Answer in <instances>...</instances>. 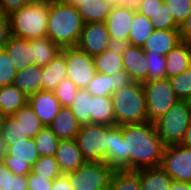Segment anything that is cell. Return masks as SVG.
Masks as SVG:
<instances>
[{"label":"cell","mask_w":191,"mask_h":190,"mask_svg":"<svg viewBox=\"0 0 191 190\" xmlns=\"http://www.w3.org/2000/svg\"><path fill=\"white\" fill-rule=\"evenodd\" d=\"M34 0H0V11L10 15Z\"/></svg>","instance_id":"cell-47"},{"label":"cell","mask_w":191,"mask_h":190,"mask_svg":"<svg viewBox=\"0 0 191 190\" xmlns=\"http://www.w3.org/2000/svg\"><path fill=\"white\" fill-rule=\"evenodd\" d=\"M65 78L66 60L62 53L48 62L45 66H42L41 82L43 91L54 92L59 82Z\"/></svg>","instance_id":"cell-23"},{"label":"cell","mask_w":191,"mask_h":190,"mask_svg":"<svg viewBox=\"0 0 191 190\" xmlns=\"http://www.w3.org/2000/svg\"><path fill=\"white\" fill-rule=\"evenodd\" d=\"M31 172L37 176L47 177L49 180H55L62 175V172L54 156H41L32 165Z\"/></svg>","instance_id":"cell-36"},{"label":"cell","mask_w":191,"mask_h":190,"mask_svg":"<svg viewBox=\"0 0 191 190\" xmlns=\"http://www.w3.org/2000/svg\"><path fill=\"white\" fill-rule=\"evenodd\" d=\"M5 117H6V115L0 109V133H1L2 124L4 122Z\"/></svg>","instance_id":"cell-57"},{"label":"cell","mask_w":191,"mask_h":190,"mask_svg":"<svg viewBox=\"0 0 191 190\" xmlns=\"http://www.w3.org/2000/svg\"><path fill=\"white\" fill-rule=\"evenodd\" d=\"M13 116L21 123L24 139L34 138L44 127L39 117L28 104L18 109Z\"/></svg>","instance_id":"cell-32"},{"label":"cell","mask_w":191,"mask_h":190,"mask_svg":"<svg viewBox=\"0 0 191 190\" xmlns=\"http://www.w3.org/2000/svg\"><path fill=\"white\" fill-rule=\"evenodd\" d=\"M189 106L191 107V96L187 99Z\"/></svg>","instance_id":"cell-60"},{"label":"cell","mask_w":191,"mask_h":190,"mask_svg":"<svg viewBox=\"0 0 191 190\" xmlns=\"http://www.w3.org/2000/svg\"><path fill=\"white\" fill-rule=\"evenodd\" d=\"M112 75H114L116 90H119L124 87H128L130 84L133 83L129 74L125 70L115 72Z\"/></svg>","instance_id":"cell-49"},{"label":"cell","mask_w":191,"mask_h":190,"mask_svg":"<svg viewBox=\"0 0 191 190\" xmlns=\"http://www.w3.org/2000/svg\"><path fill=\"white\" fill-rule=\"evenodd\" d=\"M142 0H116V6L126 7L137 11L140 7Z\"/></svg>","instance_id":"cell-52"},{"label":"cell","mask_w":191,"mask_h":190,"mask_svg":"<svg viewBox=\"0 0 191 190\" xmlns=\"http://www.w3.org/2000/svg\"><path fill=\"white\" fill-rule=\"evenodd\" d=\"M170 190H191V183L172 181Z\"/></svg>","instance_id":"cell-53"},{"label":"cell","mask_w":191,"mask_h":190,"mask_svg":"<svg viewBox=\"0 0 191 190\" xmlns=\"http://www.w3.org/2000/svg\"><path fill=\"white\" fill-rule=\"evenodd\" d=\"M112 172L105 163L85 162L66 175L74 190H108Z\"/></svg>","instance_id":"cell-8"},{"label":"cell","mask_w":191,"mask_h":190,"mask_svg":"<svg viewBox=\"0 0 191 190\" xmlns=\"http://www.w3.org/2000/svg\"><path fill=\"white\" fill-rule=\"evenodd\" d=\"M81 1L82 0H61L60 2L76 8L81 3Z\"/></svg>","instance_id":"cell-56"},{"label":"cell","mask_w":191,"mask_h":190,"mask_svg":"<svg viewBox=\"0 0 191 190\" xmlns=\"http://www.w3.org/2000/svg\"><path fill=\"white\" fill-rule=\"evenodd\" d=\"M42 66L31 65L16 72L13 85L23 92L27 97L43 91Z\"/></svg>","instance_id":"cell-22"},{"label":"cell","mask_w":191,"mask_h":190,"mask_svg":"<svg viewBox=\"0 0 191 190\" xmlns=\"http://www.w3.org/2000/svg\"><path fill=\"white\" fill-rule=\"evenodd\" d=\"M144 54L148 61V80L165 79V56L150 51H144Z\"/></svg>","instance_id":"cell-39"},{"label":"cell","mask_w":191,"mask_h":190,"mask_svg":"<svg viewBox=\"0 0 191 190\" xmlns=\"http://www.w3.org/2000/svg\"><path fill=\"white\" fill-rule=\"evenodd\" d=\"M124 170L160 167L164 145L151 122L122 125Z\"/></svg>","instance_id":"cell-1"},{"label":"cell","mask_w":191,"mask_h":190,"mask_svg":"<svg viewBox=\"0 0 191 190\" xmlns=\"http://www.w3.org/2000/svg\"><path fill=\"white\" fill-rule=\"evenodd\" d=\"M182 41L191 43V14L179 26Z\"/></svg>","instance_id":"cell-51"},{"label":"cell","mask_w":191,"mask_h":190,"mask_svg":"<svg viewBox=\"0 0 191 190\" xmlns=\"http://www.w3.org/2000/svg\"><path fill=\"white\" fill-rule=\"evenodd\" d=\"M11 36L9 15L0 11V50L5 49Z\"/></svg>","instance_id":"cell-46"},{"label":"cell","mask_w":191,"mask_h":190,"mask_svg":"<svg viewBox=\"0 0 191 190\" xmlns=\"http://www.w3.org/2000/svg\"><path fill=\"white\" fill-rule=\"evenodd\" d=\"M145 94L147 119L153 123L180 99L170 86L169 79L147 80L142 83Z\"/></svg>","instance_id":"cell-6"},{"label":"cell","mask_w":191,"mask_h":190,"mask_svg":"<svg viewBox=\"0 0 191 190\" xmlns=\"http://www.w3.org/2000/svg\"><path fill=\"white\" fill-rule=\"evenodd\" d=\"M5 50L15 66L16 71L34 65L31 40L11 36Z\"/></svg>","instance_id":"cell-21"},{"label":"cell","mask_w":191,"mask_h":190,"mask_svg":"<svg viewBox=\"0 0 191 190\" xmlns=\"http://www.w3.org/2000/svg\"><path fill=\"white\" fill-rule=\"evenodd\" d=\"M69 108L81 125L91 124L92 94L86 88L78 89Z\"/></svg>","instance_id":"cell-31"},{"label":"cell","mask_w":191,"mask_h":190,"mask_svg":"<svg viewBox=\"0 0 191 190\" xmlns=\"http://www.w3.org/2000/svg\"><path fill=\"white\" fill-rule=\"evenodd\" d=\"M86 89L92 96H112V93L116 91L114 75L97 72Z\"/></svg>","instance_id":"cell-35"},{"label":"cell","mask_w":191,"mask_h":190,"mask_svg":"<svg viewBox=\"0 0 191 190\" xmlns=\"http://www.w3.org/2000/svg\"><path fill=\"white\" fill-rule=\"evenodd\" d=\"M142 190H170L172 178L161 168H145L139 170Z\"/></svg>","instance_id":"cell-25"},{"label":"cell","mask_w":191,"mask_h":190,"mask_svg":"<svg viewBox=\"0 0 191 190\" xmlns=\"http://www.w3.org/2000/svg\"><path fill=\"white\" fill-rule=\"evenodd\" d=\"M164 3L179 26L191 14V0H164Z\"/></svg>","instance_id":"cell-44"},{"label":"cell","mask_w":191,"mask_h":190,"mask_svg":"<svg viewBox=\"0 0 191 190\" xmlns=\"http://www.w3.org/2000/svg\"><path fill=\"white\" fill-rule=\"evenodd\" d=\"M124 70L133 82L143 83L148 80V61L142 47L121 45Z\"/></svg>","instance_id":"cell-14"},{"label":"cell","mask_w":191,"mask_h":190,"mask_svg":"<svg viewBox=\"0 0 191 190\" xmlns=\"http://www.w3.org/2000/svg\"><path fill=\"white\" fill-rule=\"evenodd\" d=\"M84 22L77 9L62 2H50L47 38L61 48L76 47Z\"/></svg>","instance_id":"cell-2"},{"label":"cell","mask_w":191,"mask_h":190,"mask_svg":"<svg viewBox=\"0 0 191 190\" xmlns=\"http://www.w3.org/2000/svg\"><path fill=\"white\" fill-rule=\"evenodd\" d=\"M1 134L8 144L11 142L25 141L21 123L13 115L5 117Z\"/></svg>","instance_id":"cell-41"},{"label":"cell","mask_w":191,"mask_h":190,"mask_svg":"<svg viewBox=\"0 0 191 190\" xmlns=\"http://www.w3.org/2000/svg\"><path fill=\"white\" fill-rule=\"evenodd\" d=\"M28 105L44 126H48L62 107L54 92L40 91L28 97Z\"/></svg>","instance_id":"cell-15"},{"label":"cell","mask_w":191,"mask_h":190,"mask_svg":"<svg viewBox=\"0 0 191 190\" xmlns=\"http://www.w3.org/2000/svg\"><path fill=\"white\" fill-rule=\"evenodd\" d=\"M16 72L7 51L0 50V87L13 84Z\"/></svg>","instance_id":"cell-43"},{"label":"cell","mask_w":191,"mask_h":190,"mask_svg":"<svg viewBox=\"0 0 191 190\" xmlns=\"http://www.w3.org/2000/svg\"><path fill=\"white\" fill-rule=\"evenodd\" d=\"M39 157L33 138H27L25 141L11 142L8 154L1 162L14 175L27 176Z\"/></svg>","instance_id":"cell-10"},{"label":"cell","mask_w":191,"mask_h":190,"mask_svg":"<svg viewBox=\"0 0 191 190\" xmlns=\"http://www.w3.org/2000/svg\"><path fill=\"white\" fill-rule=\"evenodd\" d=\"M111 7L104 0H82L76 9L85 24L105 22Z\"/></svg>","instance_id":"cell-27"},{"label":"cell","mask_w":191,"mask_h":190,"mask_svg":"<svg viewBox=\"0 0 191 190\" xmlns=\"http://www.w3.org/2000/svg\"><path fill=\"white\" fill-rule=\"evenodd\" d=\"M0 190H28L27 176L14 175L0 161Z\"/></svg>","instance_id":"cell-37"},{"label":"cell","mask_w":191,"mask_h":190,"mask_svg":"<svg viewBox=\"0 0 191 190\" xmlns=\"http://www.w3.org/2000/svg\"><path fill=\"white\" fill-rule=\"evenodd\" d=\"M91 124L115 125L112 96H92Z\"/></svg>","instance_id":"cell-28"},{"label":"cell","mask_w":191,"mask_h":190,"mask_svg":"<svg viewBox=\"0 0 191 190\" xmlns=\"http://www.w3.org/2000/svg\"><path fill=\"white\" fill-rule=\"evenodd\" d=\"M39 156H54L60 139L52 132L48 126H44L33 138Z\"/></svg>","instance_id":"cell-34"},{"label":"cell","mask_w":191,"mask_h":190,"mask_svg":"<svg viewBox=\"0 0 191 190\" xmlns=\"http://www.w3.org/2000/svg\"><path fill=\"white\" fill-rule=\"evenodd\" d=\"M31 47L33 48L34 64L37 66H45L62 51L59 45L47 37L32 39Z\"/></svg>","instance_id":"cell-29"},{"label":"cell","mask_w":191,"mask_h":190,"mask_svg":"<svg viewBox=\"0 0 191 190\" xmlns=\"http://www.w3.org/2000/svg\"><path fill=\"white\" fill-rule=\"evenodd\" d=\"M182 146L190 147L191 148V122L188 125V128L185 132L184 138L180 143Z\"/></svg>","instance_id":"cell-55"},{"label":"cell","mask_w":191,"mask_h":190,"mask_svg":"<svg viewBox=\"0 0 191 190\" xmlns=\"http://www.w3.org/2000/svg\"><path fill=\"white\" fill-rule=\"evenodd\" d=\"M48 127L60 140H73L76 139L81 124L69 107H61Z\"/></svg>","instance_id":"cell-19"},{"label":"cell","mask_w":191,"mask_h":190,"mask_svg":"<svg viewBox=\"0 0 191 190\" xmlns=\"http://www.w3.org/2000/svg\"><path fill=\"white\" fill-rule=\"evenodd\" d=\"M28 104V97L13 84L0 87V109L6 116L13 115Z\"/></svg>","instance_id":"cell-26"},{"label":"cell","mask_w":191,"mask_h":190,"mask_svg":"<svg viewBox=\"0 0 191 190\" xmlns=\"http://www.w3.org/2000/svg\"><path fill=\"white\" fill-rule=\"evenodd\" d=\"M28 190H52L54 180H49L47 177L37 176L30 172L27 175Z\"/></svg>","instance_id":"cell-45"},{"label":"cell","mask_w":191,"mask_h":190,"mask_svg":"<svg viewBox=\"0 0 191 190\" xmlns=\"http://www.w3.org/2000/svg\"><path fill=\"white\" fill-rule=\"evenodd\" d=\"M113 46L105 22L85 23L77 47L94 57Z\"/></svg>","instance_id":"cell-12"},{"label":"cell","mask_w":191,"mask_h":190,"mask_svg":"<svg viewBox=\"0 0 191 190\" xmlns=\"http://www.w3.org/2000/svg\"><path fill=\"white\" fill-rule=\"evenodd\" d=\"M77 91L78 88L76 85L66 77L59 82L54 93L62 107H69L72 104Z\"/></svg>","instance_id":"cell-42"},{"label":"cell","mask_w":191,"mask_h":190,"mask_svg":"<svg viewBox=\"0 0 191 190\" xmlns=\"http://www.w3.org/2000/svg\"><path fill=\"white\" fill-rule=\"evenodd\" d=\"M54 157L62 174L75 171L86 162L79 150L76 139L60 140Z\"/></svg>","instance_id":"cell-17"},{"label":"cell","mask_w":191,"mask_h":190,"mask_svg":"<svg viewBox=\"0 0 191 190\" xmlns=\"http://www.w3.org/2000/svg\"><path fill=\"white\" fill-rule=\"evenodd\" d=\"M52 190H74L68 176L62 174L53 181Z\"/></svg>","instance_id":"cell-50"},{"label":"cell","mask_w":191,"mask_h":190,"mask_svg":"<svg viewBox=\"0 0 191 190\" xmlns=\"http://www.w3.org/2000/svg\"><path fill=\"white\" fill-rule=\"evenodd\" d=\"M107 153L105 164L113 171L124 170V140L122 126L106 125Z\"/></svg>","instance_id":"cell-16"},{"label":"cell","mask_w":191,"mask_h":190,"mask_svg":"<svg viewBox=\"0 0 191 190\" xmlns=\"http://www.w3.org/2000/svg\"><path fill=\"white\" fill-rule=\"evenodd\" d=\"M164 0H142L137 12L151 19Z\"/></svg>","instance_id":"cell-48"},{"label":"cell","mask_w":191,"mask_h":190,"mask_svg":"<svg viewBox=\"0 0 191 190\" xmlns=\"http://www.w3.org/2000/svg\"><path fill=\"white\" fill-rule=\"evenodd\" d=\"M160 167L172 180L191 183V148L181 144L165 146Z\"/></svg>","instance_id":"cell-11"},{"label":"cell","mask_w":191,"mask_h":190,"mask_svg":"<svg viewBox=\"0 0 191 190\" xmlns=\"http://www.w3.org/2000/svg\"><path fill=\"white\" fill-rule=\"evenodd\" d=\"M76 142L86 162L105 163L107 153L106 125H81Z\"/></svg>","instance_id":"cell-7"},{"label":"cell","mask_w":191,"mask_h":190,"mask_svg":"<svg viewBox=\"0 0 191 190\" xmlns=\"http://www.w3.org/2000/svg\"><path fill=\"white\" fill-rule=\"evenodd\" d=\"M135 12V10L126 7H111L105 24L113 45L128 44L129 32Z\"/></svg>","instance_id":"cell-13"},{"label":"cell","mask_w":191,"mask_h":190,"mask_svg":"<svg viewBox=\"0 0 191 190\" xmlns=\"http://www.w3.org/2000/svg\"><path fill=\"white\" fill-rule=\"evenodd\" d=\"M45 1H47V2H59L61 0H45Z\"/></svg>","instance_id":"cell-59"},{"label":"cell","mask_w":191,"mask_h":190,"mask_svg":"<svg viewBox=\"0 0 191 190\" xmlns=\"http://www.w3.org/2000/svg\"><path fill=\"white\" fill-rule=\"evenodd\" d=\"M166 78L184 72L191 65V43L181 41L165 56Z\"/></svg>","instance_id":"cell-20"},{"label":"cell","mask_w":191,"mask_h":190,"mask_svg":"<svg viewBox=\"0 0 191 190\" xmlns=\"http://www.w3.org/2000/svg\"><path fill=\"white\" fill-rule=\"evenodd\" d=\"M115 125L149 122L142 83L133 82L128 87L112 93Z\"/></svg>","instance_id":"cell-4"},{"label":"cell","mask_w":191,"mask_h":190,"mask_svg":"<svg viewBox=\"0 0 191 190\" xmlns=\"http://www.w3.org/2000/svg\"><path fill=\"white\" fill-rule=\"evenodd\" d=\"M121 45H113L101 54L93 57L96 71L107 75L124 70Z\"/></svg>","instance_id":"cell-24"},{"label":"cell","mask_w":191,"mask_h":190,"mask_svg":"<svg viewBox=\"0 0 191 190\" xmlns=\"http://www.w3.org/2000/svg\"><path fill=\"white\" fill-rule=\"evenodd\" d=\"M181 41L179 29L154 30L142 49L166 56Z\"/></svg>","instance_id":"cell-18"},{"label":"cell","mask_w":191,"mask_h":190,"mask_svg":"<svg viewBox=\"0 0 191 190\" xmlns=\"http://www.w3.org/2000/svg\"><path fill=\"white\" fill-rule=\"evenodd\" d=\"M168 79L180 100H187L191 96V65L184 72Z\"/></svg>","instance_id":"cell-38"},{"label":"cell","mask_w":191,"mask_h":190,"mask_svg":"<svg viewBox=\"0 0 191 190\" xmlns=\"http://www.w3.org/2000/svg\"><path fill=\"white\" fill-rule=\"evenodd\" d=\"M155 30H169L179 29V25L176 23L172 13L168 9L166 3H162L150 19Z\"/></svg>","instance_id":"cell-40"},{"label":"cell","mask_w":191,"mask_h":190,"mask_svg":"<svg viewBox=\"0 0 191 190\" xmlns=\"http://www.w3.org/2000/svg\"><path fill=\"white\" fill-rule=\"evenodd\" d=\"M191 122V107L187 100H179L153 124L164 146L180 144Z\"/></svg>","instance_id":"cell-5"},{"label":"cell","mask_w":191,"mask_h":190,"mask_svg":"<svg viewBox=\"0 0 191 190\" xmlns=\"http://www.w3.org/2000/svg\"><path fill=\"white\" fill-rule=\"evenodd\" d=\"M9 144L5 141L3 135L0 133V160L8 154Z\"/></svg>","instance_id":"cell-54"},{"label":"cell","mask_w":191,"mask_h":190,"mask_svg":"<svg viewBox=\"0 0 191 190\" xmlns=\"http://www.w3.org/2000/svg\"><path fill=\"white\" fill-rule=\"evenodd\" d=\"M49 5L45 0H34L11 13V35L26 40L47 37Z\"/></svg>","instance_id":"cell-3"},{"label":"cell","mask_w":191,"mask_h":190,"mask_svg":"<svg viewBox=\"0 0 191 190\" xmlns=\"http://www.w3.org/2000/svg\"><path fill=\"white\" fill-rule=\"evenodd\" d=\"M108 190H142L139 170H115L112 172Z\"/></svg>","instance_id":"cell-33"},{"label":"cell","mask_w":191,"mask_h":190,"mask_svg":"<svg viewBox=\"0 0 191 190\" xmlns=\"http://www.w3.org/2000/svg\"><path fill=\"white\" fill-rule=\"evenodd\" d=\"M106 3H108L109 5L116 6V0H104Z\"/></svg>","instance_id":"cell-58"},{"label":"cell","mask_w":191,"mask_h":190,"mask_svg":"<svg viewBox=\"0 0 191 190\" xmlns=\"http://www.w3.org/2000/svg\"><path fill=\"white\" fill-rule=\"evenodd\" d=\"M154 30L151 20L136 11L129 32L128 44L143 47Z\"/></svg>","instance_id":"cell-30"},{"label":"cell","mask_w":191,"mask_h":190,"mask_svg":"<svg viewBox=\"0 0 191 190\" xmlns=\"http://www.w3.org/2000/svg\"><path fill=\"white\" fill-rule=\"evenodd\" d=\"M66 60V77L78 89L86 88L96 75L93 57L76 47L62 48Z\"/></svg>","instance_id":"cell-9"}]
</instances>
